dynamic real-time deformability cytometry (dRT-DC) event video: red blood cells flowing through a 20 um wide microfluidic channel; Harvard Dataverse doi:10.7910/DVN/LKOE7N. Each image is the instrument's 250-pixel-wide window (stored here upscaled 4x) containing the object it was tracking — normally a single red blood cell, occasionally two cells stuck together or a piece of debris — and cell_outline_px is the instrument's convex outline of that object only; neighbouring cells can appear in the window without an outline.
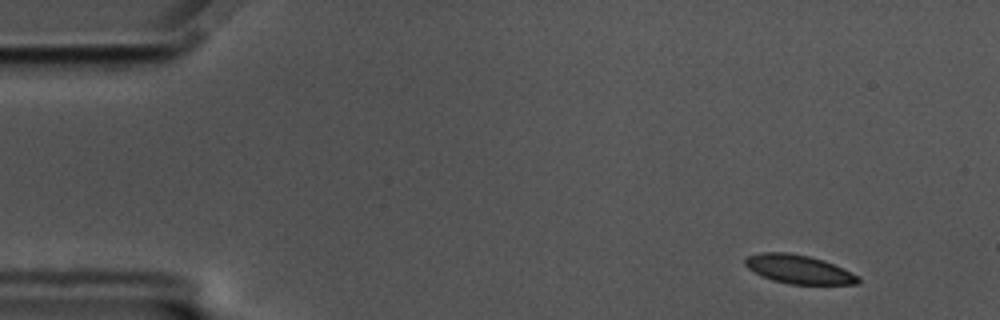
{"species": "common noctule bat (a hibernating species)", "species_latin": "Nyctalus noctula", "temperature_condition": "cold", "stored_images_in_passage": 54, "camera_frame_rate_fps": 3000, "um_per_image_px": 0.085, "animal": {"sex": "male", "body_mass_g": 17.5, "forearm_length_mm": 52.3}, "frame": {"image": 1, "passage_image": 1, "time_ms": 0.0, "image_size_px": [1000, 320], "cell_outline_px": [[860, 284], [788, 284], [772, 280], [748, 268], [744, 264], [744, 260], [748, 256], [760, 252], [788, 252], [808, 256], [824, 260], [860, 276]], "centroid_in_image_um": [67.9, 22.89], "position_along_channel_um": 17.1, "area_um2": 18.84}}
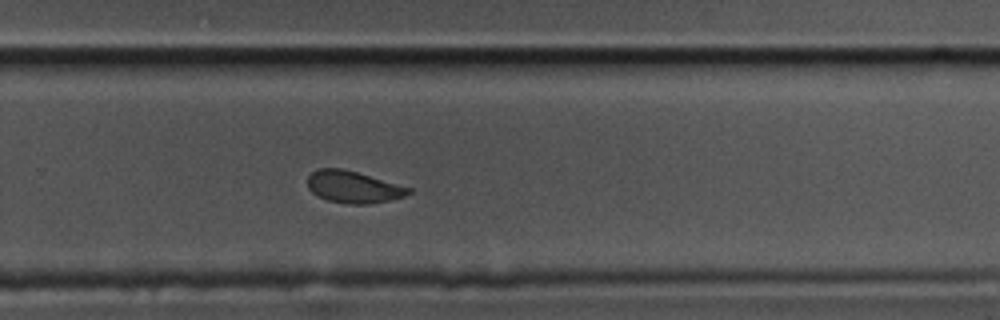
{"frame": {"image": 2, "passage_image": 34, "time_ms": 11.0, "image_size_px": [1000, 320], "cell_outline_px": [[412, 192], [404, 196], [388, 200], [368, 204], [348, 204], [328, 200], [312, 192], [308, 188], [308, 176], [316, 168], [340, 168], [356, 172], [412, 188]], "centroid_in_image_um": [30.02, 15.89], "position_along_channel_um": 299.8, "area_um2": 18.55}}
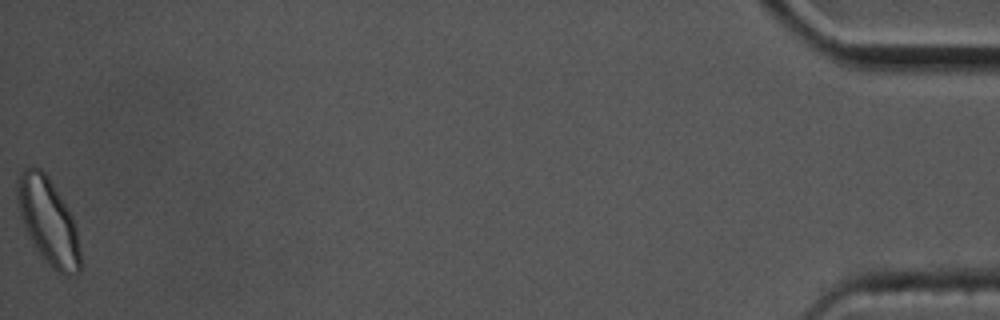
{"frame": {"image": 3, "passage_image": 54, "time_ms": 17.667, "image_size_px": [1000, 320], "cell_outline_px": [[80, 272], [72, 276], [56, 272], [44, 260], [32, 240], [24, 224], [20, 212], [16, 196], [16, 180], [20, 172], [24, 168], [32, 164], [40, 168], [48, 176], [68, 208], [76, 224], [80, 248]], "centroid_in_image_um": [4.11, 18.77], "position_along_channel_um": 431.1, "area_um2": 31.67}, "authors_computed_cell_mechanics": {"area_um2": 20.0566, "velocity_mm_per_s": 3.4557, "shape_relaxation_time_tau1_ms": 3.773, "shape_relaxation_time_tau2_ms": 2.5558, "deformation_change_tau1": 0.1006, "deformation_change_tau2": 0.0523}}